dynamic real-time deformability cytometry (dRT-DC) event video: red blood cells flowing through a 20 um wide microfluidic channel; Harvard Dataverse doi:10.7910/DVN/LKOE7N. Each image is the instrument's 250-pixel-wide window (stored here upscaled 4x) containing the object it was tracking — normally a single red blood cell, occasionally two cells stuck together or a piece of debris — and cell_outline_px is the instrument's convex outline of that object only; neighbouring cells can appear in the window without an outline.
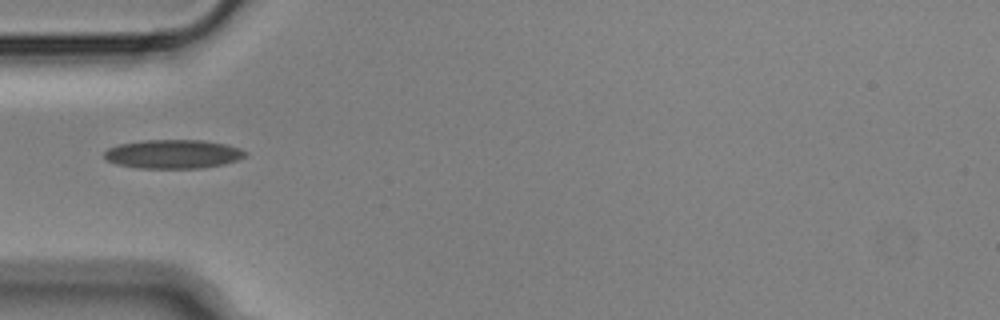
{"species": "Egyptian fruit bat (a non-hibernating species)", "species_latin": "Rousettus aegyptiacus", "temperature_condition": "cold", "stored_images_in_passage": 34, "camera_frame_rate_fps": 3000, "um_per_image_px": 0.085, "animal": {"sex": "male"}, "frame": {"image": 1, "passage_image": 1, "time_ms": 0.0, "image_size_px": [1000, 320], "cell_outline_px": [[248, 152], [244, 156], [236, 160], [224, 164], [200, 168], [136, 168], [116, 164], [104, 160], [104, 152], [108, 148], [120, 144], [144, 140], [204, 140], [224, 144], [240, 148]], "centroid_in_image_um": [14.68, 13.1], "position_along_channel_um": 70.3, "area_um2": 23.76}}
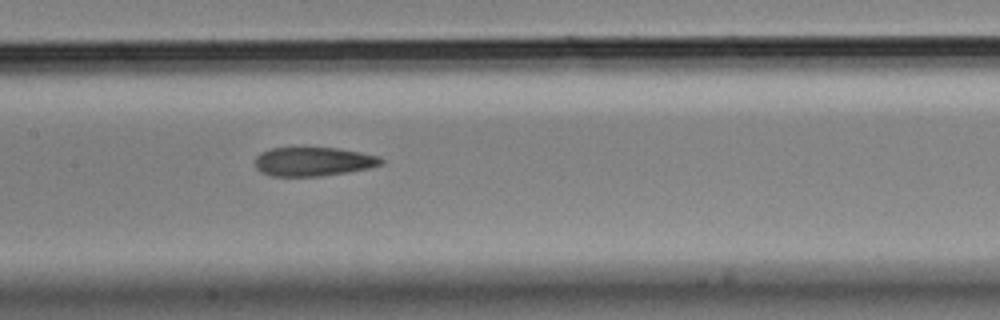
{"frame": {"image": 2, "passage_image": 10, "time_ms": 3.0, "image_size_px": [1000, 320], "cell_outline_px": [[384, 164], [368, 168], [348, 172], [320, 176], [272, 176], [260, 172], [256, 168], [256, 156], [260, 152], [272, 148], [340, 148], [380, 156], [384, 160]], "centroid_in_image_um": [26.65, 13.73], "position_along_channel_um": 180.7, "area_um2": 21.33}}
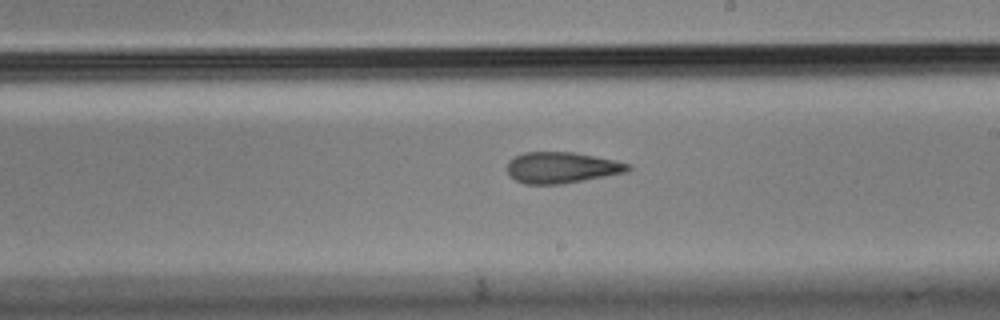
{"frame": {"image": 3, "passage_image": 15, "time_ms": 4.667, "image_size_px": [1000, 320], "cell_outline_px": [[632, 168], [628, 172], [560, 184], [524, 184], [516, 180], [508, 172], [508, 160], [512, 156], [524, 152], [572, 152], [632, 164]], "centroid_in_image_um": [47.73, 14.24], "position_along_channel_um": 241.3, "area_um2": 21.79}, "authors_computed_cell_mechanics": {"area_um2": 22.3397, "velocity_mm_per_s": 3.6392, "shape_relaxation_time_tau1_ms": 9.2895, "shape_relaxation_time_tau2_ms": 4.8407, "deformation_change_tau1": 0.216, "deformation_change_tau2": 0.1424}}